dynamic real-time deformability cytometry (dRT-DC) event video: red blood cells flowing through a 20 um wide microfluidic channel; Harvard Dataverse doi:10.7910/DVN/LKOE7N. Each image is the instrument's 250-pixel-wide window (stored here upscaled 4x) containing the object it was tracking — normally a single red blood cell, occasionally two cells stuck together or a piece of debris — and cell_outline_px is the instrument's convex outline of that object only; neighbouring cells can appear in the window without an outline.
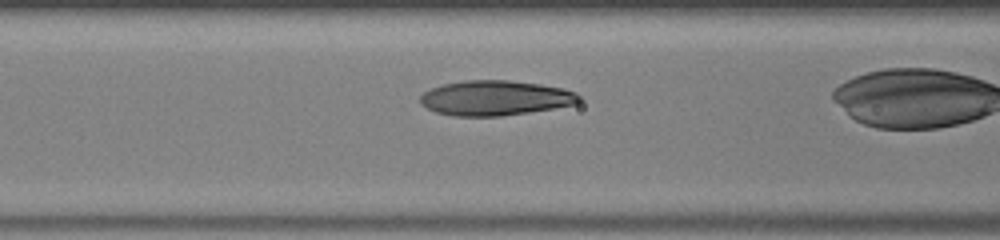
{"species": "human", "species_latin": "Homo sapiens", "temperature_condition": "warm", "stored_images_in_passage": 28, "camera_frame_rate_fps": 3000, "um_per_image_px": 0.085, "donor": {"sex": "male"}, "frame": {"image": 1, "passage_image": 10, "time_ms": 3.0, "image_size_px": [1000, 240], "cell_outline_px": [[580, 100], [576, 104], [528, 112], [500, 116], [452, 116], [436, 112], [420, 104], [420, 96], [424, 92], [432, 88], [444, 84], [464, 80], [508, 80], [540, 84], [564, 88], [576, 92], [580, 96]], "centroid_in_image_um": [42.09, 8.32], "position_along_channel_um": 124.5, "area_um2": 32.31}}
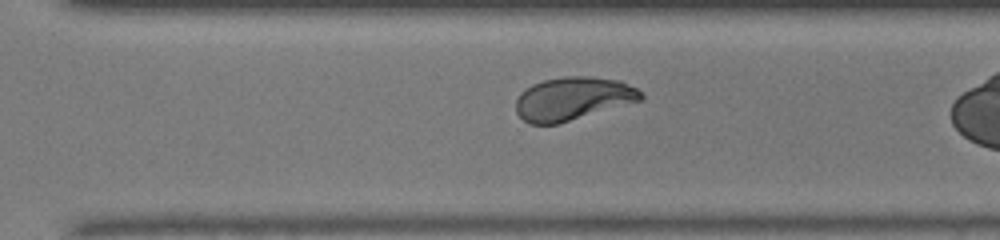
{"frame": {"image": 2, "passage_image": 24, "time_ms": 7.667, "image_size_px": [1000, 240], "cell_outline_px": [[644, 96], [640, 100], [560, 124], [528, 124], [516, 112], [516, 100], [520, 92], [532, 84], [544, 80], [564, 76], [592, 76], [620, 80], [636, 88]], "centroid_in_image_um": [48.66, 8.38], "position_along_channel_um": 321.9, "area_um2": 31.5}}
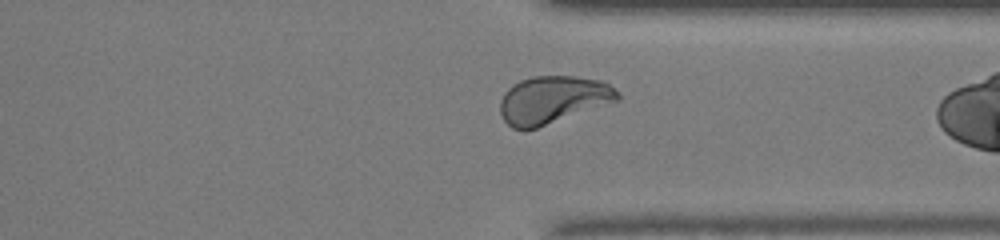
{"frame": {"image": 3, "passage_image": 27, "time_ms": 8.667, "image_size_px": [1000, 240], "cell_outline_px": [[620, 100], [536, 128], [512, 128], [504, 120], [500, 112], [500, 100], [504, 92], [512, 84], [520, 80], [532, 76], [576, 76], [604, 80], [620, 92]], "centroid_in_image_um": [47.02, 8.45], "position_along_channel_um": 364.4, "area_um2": 32.66}}